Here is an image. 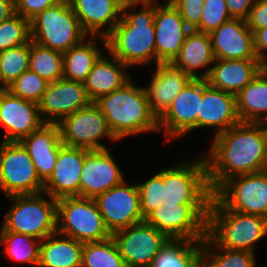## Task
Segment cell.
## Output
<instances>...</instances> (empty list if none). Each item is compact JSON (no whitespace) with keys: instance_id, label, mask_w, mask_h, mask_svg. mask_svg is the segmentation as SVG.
<instances>
[{"instance_id":"obj_1","label":"cell","mask_w":267,"mask_h":267,"mask_svg":"<svg viewBox=\"0 0 267 267\" xmlns=\"http://www.w3.org/2000/svg\"><path fill=\"white\" fill-rule=\"evenodd\" d=\"M204 154L209 188L214 193L231 177L267 170V126L239 123L214 136Z\"/></svg>"},{"instance_id":"obj_2","label":"cell","mask_w":267,"mask_h":267,"mask_svg":"<svg viewBox=\"0 0 267 267\" xmlns=\"http://www.w3.org/2000/svg\"><path fill=\"white\" fill-rule=\"evenodd\" d=\"M137 5L141 9L133 12ZM154 17L155 1H125L119 23L106 37L107 52L129 68L156 64Z\"/></svg>"},{"instance_id":"obj_3","label":"cell","mask_w":267,"mask_h":267,"mask_svg":"<svg viewBox=\"0 0 267 267\" xmlns=\"http://www.w3.org/2000/svg\"><path fill=\"white\" fill-rule=\"evenodd\" d=\"M132 81L131 78L119 89L94 102L118 142L127 136L159 131L158 118L151 111L144 87Z\"/></svg>"},{"instance_id":"obj_4","label":"cell","mask_w":267,"mask_h":267,"mask_svg":"<svg viewBox=\"0 0 267 267\" xmlns=\"http://www.w3.org/2000/svg\"><path fill=\"white\" fill-rule=\"evenodd\" d=\"M207 235L220 247L255 252V243L267 235V218L229 210L212 195Z\"/></svg>"},{"instance_id":"obj_5","label":"cell","mask_w":267,"mask_h":267,"mask_svg":"<svg viewBox=\"0 0 267 267\" xmlns=\"http://www.w3.org/2000/svg\"><path fill=\"white\" fill-rule=\"evenodd\" d=\"M7 198L13 202L5 215L1 231L31 235L41 241L57 232V200L49 194L41 192Z\"/></svg>"},{"instance_id":"obj_6","label":"cell","mask_w":267,"mask_h":267,"mask_svg":"<svg viewBox=\"0 0 267 267\" xmlns=\"http://www.w3.org/2000/svg\"><path fill=\"white\" fill-rule=\"evenodd\" d=\"M31 41L61 53L87 39L68 0H63L30 20Z\"/></svg>"},{"instance_id":"obj_7","label":"cell","mask_w":267,"mask_h":267,"mask_svg":"<svg viewBox=\"0 0 267 267\" xmlns=\"http://www.w3.org/2000/svg\"><path fill=\"white\" fill-rule=\"evenodd\" d=\"M57 232L81 243L112 237L94 199L65 197L57 200Z\"/></svg>"},{"instance_id":"obj_8","label":"cell","mask_w":267,"mask_h":267,"mask_svg":"<svg viewBox=\"0 0 267 267\" xmlns=\"http://www.w3.org/2000/svg\"><path fill=\"white\" fill-rule=\"evenodd\" d=\"M163 184L164 204H210L213 193L208 184L204 153L193 161L163 169Z\"/></svg>"},{"instance_id":"obj_9","label":"cell","mask_w":267,"mask_h":267,"mask_svg":"<svg viewBox=\"0 0 267 267\" xmlns=\"http://www.w3.org/2000/svg\"><path fill=\"white\" fill-rule=\"evenodd\" d=\"M209 204H164L145 221L173 240L203 241Z\"/></svg>"},{"instance_id":"obj_10","label":"cell","mask_w":267,"mask_h":267,"mask_svg":"<svg viewBox=\"0 0 267 267\" xmlns=\"http://www.w3.org/2000/svg\"><path fill=\"white\" fill-rule=\"evenodd\" d=\"M0 190L6 197L37 194L44 190L32 159L19 142H1Z\"/></svg>"},{"instance_id":"obj_11","label":"cell","mask_w":267,"mask_h":267,"mask_svg":"<svg viewBox=\"0 0 267 267\" xmlns=\"http://www.w3.org/2000/svg\"><path fill=\"white\" fill-rule=\"evenodd\" d=\"M63 145L88 150L107 149L103 138L118 141L110 131L100 108L91 102L87 107L66 116L58 124Z\"/></svg>"},{"instance_id":"obj_12","label":"cell","mask_w":267,"mask_h":267,"mask_svg":"<svg viewBox=\"0 0 267 267\" xmlns=\"http://www.w3.org/2000/svg\"><path fill=\"white\" fill-rule=\"evenodd\" d=\"M213 195L229 210L267 218V170L231 177Z\"/></svg>"},{"instance_id":"obj_13","label":"cell","mask_w":267,"mask_h":267,"mask_svg":"<svg viewBox=\"0 0 267 267\" xmlns=\"http://www.w3.org/2000/svg\"><path fill=\"white\" fill-rule=\"evenodd\" d=\"M126 267H150L170 240L145 220L112 234Z\"/></svg>"},{"instance_id":"obj_14","label":"cell","mask_w":267,"mask_h":267,"mask_svg":"<svg viewBox=\"0 0 267 267\" xmlns=\"http://www.w3.org/2000/svg\"><path fill=\"white\" fill-rule=\"evenodd\" d=\"M94 200L111 234L144 221L137 184L124 180Z\"/></svg>"},{"instance_id":"obj_15","label":"cell","mask_w":267,"mask_h":267,"mask_svg":"<svg viewBox=\"0 0 267 267\" xmlns=\"http://www.w3.org/2000/svg\"><path fill=\"white\" fill-rule=\"evenodd\" d=\"M202 100V79H192L174 98L167 111L158 119L159 131L167 141L197 129V115Z\"/></svg>"},{"instance_id":"obj_16","label":"cell","mask_w":267,"mask_h":267,"mask_svg":"<svg viewBox=\"0 0 267 267\" xmlns=\"http://www.w3.org/2000/svg\"><path fill=\"white\" fill-rule=\"evenodd\" d=\"M91 102L84 83L62 78L48 83L38 106L44 123L58 124L63 118L87 107Z\"/></svg>"},{"instance_id":"obj_17","label":"cell","mask_w":267,"mask_h":267,"mask_svg":"<svg viewBox=\"0 0 267 267\" xmlns=\"http://www.w3.org/2000/svg\"><path fill=\"white\" fill-rule=\"evenodd\" d=\"M154 29L156 64L171 63L191 29L170 0L161 4L155 1Z\"/></svg>"},{"instance_id":"obj_18","label":"cell","mask_w":267,"mask_h":267,"mask_svg":"<svg viewBox=\"0 0 267 267\" xmlns=\"http://www.w3.org/2000/svg\"><path fill=\"white\" fill-rule=\"evenodd\" d=\"M124 180L125 177L108 148L88 150L80 175V197L95 199Z\"/></svg>"},{"instance_id":"obj_19","label":"cell","mask_w":267,"mask_h":267,"mask_svg":"<svg viewBox=\"0 0 267 267\" xmlns=\"http://www.w3.org/2000/svg\"><path fill=\"white\" fill-rule=\"evenodd\" d=\"M0 124L5 128L2 141L19 142L39 129L44 122L38 104L4 90L0 92Z\"/></svg>"},{"instance_id":"obj_20","label":"cell","mask_w":267,"mask_h":267,"mask_svg":"<svg viewBox=\"0 0 267 267\" xmlns=\"http://www.w3.org/2000/svg\"><path fill=\"white\" fill-rule=\"evenodd\" d=\"M88 149L61 145L54 170L43 192L58 200L80 197V175Z\"/></svg>"},{"instance_id":"obj_21","label":"cell","mask_w":267,"mask_h":267,"mask_svg":"<svg viewBox=\"0 0 267 267\" xmlns=\"http://www.w3.org/2000/svg\"><path fill=\"white\" fill-rule=\"evenodd\" d=\"M79 19L83 31L103 40L112 32L122 17L125 0H68Z\"/></svg>"},{"instance_id":"obj_22","label":"cell","mask_w":267,"mask_h":267,"mask_svg":"<svg viewBox=\"0 0 267 267\" xmlns=\"http://www.w3.org/2000/svg\"><path fill=\"white\" fill-rule=\"evenodd\" d=\"M241 123L237 112L236 95L211 87L202 79V100L197 115V128L215 127L216 134Z\"/></svg>"},{"instance_id":"obj_23","label":"cell","mask_w":267,"mask_h":267,"mask_svg":"<svg viewBox=\"0 0 267 267\" xmlns=\"http://www.w3.org/2000/svg\"><path fill=\"white\" fill-rule=\"evenodd\" d=\"M212 50L217 59H258L254 49V33L246 20L234 19L209 33Z\"/></svg>"},{"instance_id":"obj_24","label":"cell","mask_w":267,"mask_h":267,"mask_svg":"<svg viewBox=\"0 0 267 267\" xmlns=\"http://www.w3.org/2000/svg\"><path fill=\"white\" fill-rule=\"evenodd\" d=\"M155 68L149 86L144 89L151 111L159 119L192 78L171 63H158Z\"/></svg>"},{"instance_id":"obj_25","label":"cell","mask_w":267,"mask_h":267,"mask_svg":"<svg viewBox=\"0 0 267 267\" xmlns=\"http://www.w3.org/2000/svg\"><path fill=\"white\" fill-rule=\"evenodd\" d=\"M19 143L29 154L39 178L45 183L54 170L60 146L63 144L58 125L44 123Z\"/></svg>"},{"instance_id":"obj_26","label":"cell","mask_w":267,"mask_h":267,"mask_svg":"<svg viewBox=\"0 0 267 267\" xmlns=\"http://www.w3.org/2000/svg\"><path fill=\"white\" fill-rule=\"evenodd\" d=\"M206 79L216 89L237 95L262 70L259 59H217Z\"/></svg>"},{"instance_id":"obj_27","label":"cell","mask_w":267,"mask_h":267,"mask_svg":"<svg viewBox=\"0 0 267 267\" xmlns=\"http://www.w3.org/2000/svg\"><path fill=\"white\" fill-rule=\"evenodd\" d=\"M215 57L208 33L191 30L182 44L181 50L171 62L173 66L189 75L192 79H207ZM211 65V66H210ZM202 74L197 69L205 68Z\"/></svg>"},{"instance_id":"obj_28","label":"cell","mask_w":267,"mask_h":267,"mask_svg":"<svg viewBox=\"0 0 267 267\" xmlns=\"http://www.w3.org/2000/svg\"><path fill=\"white\" fill-rule=\"evenodd\" d=\"M107 53L108 58L102 55L84 82L87 96L92 102L114 92L131 79V75L126 73L129 67L109 52Z\"/></svg>"},{"instance_id":"obj_29","label":"cell","mask_w":267,"mask_h":267,"mask_svg":"<svg viewBox=\"0 0 267 267\" xmlns=\"http://www.w3.org/2000/svg\"><path fill=\"white\" fill-rule=\"evenodd\" d=\"M83 243L58 232L41 241L37 267H81Z\"/></svg>"},{"instance_id":"obj_30","label":"cell","mask_w":267,"mask_h":267,"mask_svg":"<svg viewBox=\"0 0 267 267\" xmlns=\"http://www.w3.org/2000/svg\"><path fill=\"white\" fill-rule=\"evenodd\" d=\"M238 116L243 123H267V73L259 74L236 95Z\"/></svg>"},{"instance_id":"obj_31","label":"cell","mask_w":267,"mask_h":267,"mask_svg":"<svg viewBox=\"0 0 267 267\" xmlns=\"http://www.w3.org/2000/svg\"><path fill=\"white\" fill-rule=\"evenodd\" d=\"M88 38L92 40L84 39L63 53V79L84 83L94 64L105 55L95 42L97 36Z\"/></svg>"},{"instance_id":"obj_32","label":"cell","mask_w":267,"mask_h":267,"mask_svg":"<svg viewBox=\"0 0 267 267\" xmlns=\"http://www.w3.org/2000/svg\"><path fill=\"white\" fill-rule=\"evenodd\" d=\"M200 264L201 241L170 239L150 267H198Z\"/></svg>"},{"instance_id":"obj_33","label":"cell","mask_w":267,"mask_h":267,"mask_svg":"<svg viewBox=\"0 0 267 267\" xmlns=\"http://www.w3.org/2000/svg\"><path fill=\"white\" fill-rule=\"evenodd\" d=\"M254 253L220 247L208 235L201 241V264L204 267H257Z\"/></svg>"},{"instance_id":"obj_34","label":"cell","mask_w":267,"mask_h":267,"mask_svg":"<svg viewBox=\"0 0 267 267\" xmlns=\"http://www.w3.org/2000/svg\"><path fill=\"white\" fill-rule=\"evenodd\" d=\"M13 231H0V245L5 244L4 253L13 261L37 267L41 240Z\"/></svg>"},{"instance_id":"obj_35","label":"cell","mask_w":267,"mask_h":267,"mask_svg":"<svg viewBox=\"0 0 267 267\" xmlns=\"http://www.w3.org/2000/svg\"><path fill=\"white\" fill-rule=\"evenodd\" d=\"M29 70L48 83L63 78V53L30 41Z\"/></svg>"},{"instance_id":"obj_36","label":"cell","mask_w":267,"mask_h":267,"mask_svg":"<svg viewBox=\"0 0 267 267\" xmlns=\"http://www.w3.org/2000/svg\"><path fill=\"white\" fill-rule=\"evenodd\" d=\"M81 267H126L118 246L110 237L103 241L83 243Z\"/></svg>"},{"instance_id":"obj_37","label":"cell","mask_w":267,"mask_h":267,"mask_svg":"<svg viewBox=\"0 0 267 267\" xmlns=\"http://www.w3.org/2000/svg\"><path fill=\"white\" fill-rule=\"evenodd\" d=\"M29 54L30 42L0 51V72L7 87L29 70Z\"/></svg>"},{"instance_id":"obj_38","label":"cell","mask_w":267,"mask_h":267,"mask_svg":"<svg viewBox=\"0 0 267 267\" xmlns=\"http://www.w3.org/2000/svg\"><path fill=\"white\" fill-rule=\"evenodd\" d=\"M31 41L30 20L15 13L0 24V51Z\"/></svg>"},{"instance_id":"obj_39","label":"cell","mask_w":267,"mask_h":267,"mask_svg":"<svg viewBox=\"0 0 267 267\" xmlns=\"http://www.w3.org/2000/svg\"><path fill=\"white\" fill-rule=\"evenodd\" d=\"M139 191L141 213L145 220L158 207L164 205L163 169L148 180L137 184Z\"/></svg>"},{"instance_id":"obj_40","label":"cell","mask_w":267,"mask_h":267,"mask_svg":"<svg viewBox=\"0 0 267 267\" xmlns=\"http://www.w3.org/2000/svg\"><path fill=\"white\" fill-rule=\"evenodd\" d=\"M47 85L48 82L44 78L27 70L8 86L7 90L26 101L39 104Z\"/></svg>"},{"instance_id":"obj_41","label":"cell","mask_w":267,"mask_h":267,"mask_svg":"<svg viewBox=\"0 0 267 267\" xmlns=\"http://www.w3.org/2000/svg\"><path fill=\"white\" fill-rule=\"evenodd\" d=\"M231 19L225 0H205L201 23L194 30L209 34Z\"/></svg>"},{"instance_id":"obj_42","label":"cell","mask_w":267,"mask_h":267,"mask_svg":"<svg viewBox=\"0 0 267 267\" xmlns=\"http://www.w3.org/2000/svg\"><path fill=\"white\" fill-rule=\"evenodd\" d=\"M179 10L186 25L194 30L200 23L205 0H170Z\"/></svg>"},{"instance_id":"obj_43","label":"cell","mask_w":267,"mask_h":267,"mask_svg":"<svg viewBox=\"0 0 267 267\" xmlns=\"http://www.w3.org/2000/svg\"><path fill=\"white\" fill-rule=\"evenodd\" d=\"M61 1L63 0H14L15 13L31 20L38 13Z\"/></svg>"},{"instance_id":"obj_44","label":"cell","mask_w":267,"mask_h":267,"mask_svg":"<svg viewBox=\"0 0 267 267\" xmlns=\"http://www.w3.org/2000/svg\"><path fill=\"white\" fill-rule=\"evenodd\" d=\"M246 22L253 33L267 27V0L255 1Z\"/></svg>"},{"instance_id":"obj_45","label":"cell","mask_w":267,"mask_h":267,"mask_svg":"<svg viewBox=\"0 0 267 267\" xmlns=\"http://www.w3.org/2000/svg\"><path fill=\"white\" fill-rule=\"evenodd\" d=\"M227 10L234 19L247 20L256 0H225Z\"/></svg>"},{"instance_id":"obj_46","label":"cell","mask_w":267,"mask_h":267,"mask_svg":"<svg viewBox=\"0 0 267 267\" xmlns=\"http://www.w3.org/2000/svg\"><path fill=\"white\" fill-rule=\"evenodd\" d=\"M254 49L261 62L267 58V27L254 32Z\"/></svg>"},{"instance_id":"obj_47","label":"cell","mask_w":267,"mask_h":267,"mask_svg":"<svg viewBox=\"0 0 267 267\" xmlns=\"http://www.w3.org/2000/svg\"><path fill=\"white\" fill-rule=\"evenodd\" d=\"M15 14L14 0H0V24Z\"/></svg>"},{"instance_id":"obj_48","label":"cell","mask_w":267,"mask_h":267,"mask_svg":"<svg viewBox=\"0 0 267 267\" xmlns=\"http://www.w3.org/2000/svg\"><path fill=\"white\" fill-rule=\"evenodd\" d=\"M8 87L3 83V79H2V76H1V72H0V92L1 91H4V90H7Z\"/></svg>"},{"instance_id":"obj_49","label":"cell","mask_w":267,"mask_h":267,"mask_svg":"<svg viewBox=\"0 0 267 267\" xmlns=\"http://www.w3.org/2000/svg\"><path fill=\"white\" fill-rule=\"evenodd\" d=\"M262 70L267 73V58L262 61Z\"/></svg>"},{"instance_id":"obj_50","label":"cell","mask_w":267,"mask_h":267,"mask_svg":"<svg viewBox=\"0 0 267 267\" xmlns=\"http://www.w3.org/2000/svg\"><path fill=\"white\" fill-rule=\"evenodd\" d=\"M125 1H157V0H125Z\"/></svg>"}]
</instances>
